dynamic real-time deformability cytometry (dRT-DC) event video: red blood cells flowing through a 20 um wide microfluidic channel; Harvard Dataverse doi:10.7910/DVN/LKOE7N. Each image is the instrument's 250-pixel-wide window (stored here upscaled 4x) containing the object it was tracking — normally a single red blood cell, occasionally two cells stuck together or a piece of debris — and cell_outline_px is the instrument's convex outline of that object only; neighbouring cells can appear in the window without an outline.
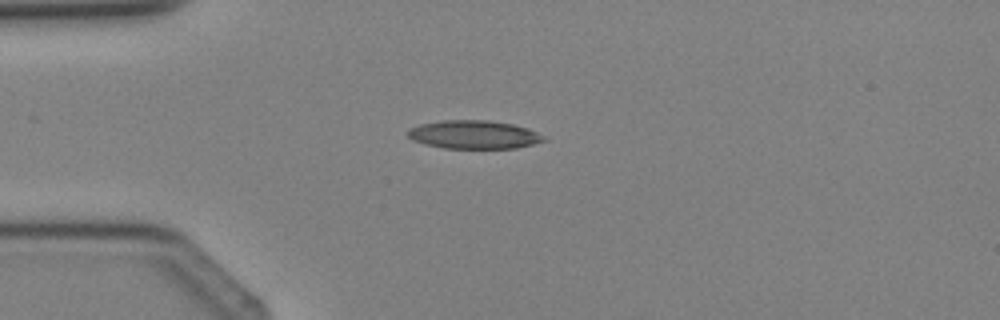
{"species": "Egyptian fruit bat (a non-hibernating species)", "species_latin": "Rousettus aegyptiacus", "temperature_condition": "cold", "stored_images_in_passage": 3, "camera_frame_rate_fps": 3000, "um_per_image_px": 0.085, "animal": {"sex": "female"}, "frame": {"image": 1, "passage_image": 3, "time_ms": 2.333, "image_size_px": [1000, 320], "cell_outline_px": [[548, 140], [516, 148], [444, 148], [412, 140], [408, 136], [408, 128], [420, 124], [444, 120], [488, 120], [512, 124], [528, 128], [544, 136]], "centroid_in_image_um": [40.29, 11.43], "position_along_channel_um": 44.7, "area_um2": 22.37}}